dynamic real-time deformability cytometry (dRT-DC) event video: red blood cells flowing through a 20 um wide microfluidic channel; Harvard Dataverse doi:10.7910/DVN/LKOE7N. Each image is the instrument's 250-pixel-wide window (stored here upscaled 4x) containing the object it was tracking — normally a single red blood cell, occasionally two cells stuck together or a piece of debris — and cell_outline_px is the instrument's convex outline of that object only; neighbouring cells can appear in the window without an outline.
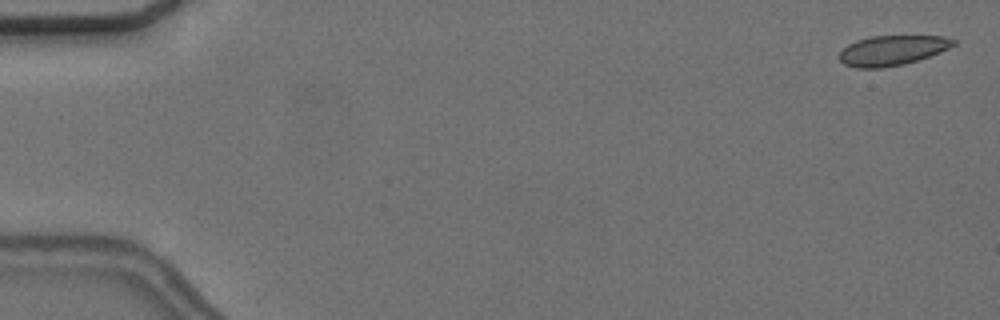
{"species": "common noctule bat (a hibernating species)", "species_latin": "Nyctalus noctula", "temperature_condition": "cold", "stored_images_in_passage": 57, "camera_frame_rate_fps": 3000, "um_per_image_px": 0.085, "animal": {"sex": "female", "body_mass_g": 24.6, "forearm_length_mm": 56.2}, "frame": {"image": 1, "passage_image": 2, "time_ms": 0.333, "image_size_px": [1000, 320], "cell_outline_px": [[956, 44], [940, 52], [904, 64], [880, 68], [856, 68], [844, 64], [840, 60], [840, 52], [848, 44], [856, 40], [872, 36], [944, 36], [956, 40]], "centroid_in_image_um": [75.83, 4.28], "position_along_channel_um": 9.2, "area_um2": 19.77}}
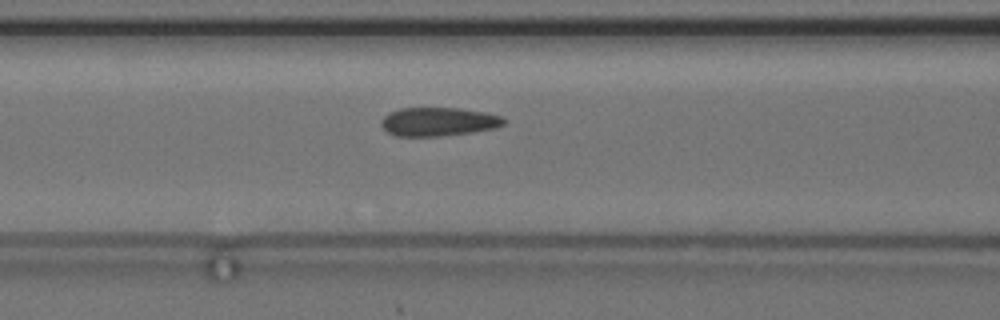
{"frame": {"image": 2, "passage_image": 24, "time_ms": 7.667, "image_size_px": [1000, 320], "cell_outline_px": [[504, 124], [496, 128], [472, 132], [440, 136], [396, 136], [388, 132], [380, 124], [384, 116], [388, 112], [400, 108], [460, 108], [484, 112], [500, 116], [504, 120]], "centroid_in_image_um": [37.24, 10.34], "position_along_channel_um": 129.4, "area_um2": 20.4}}
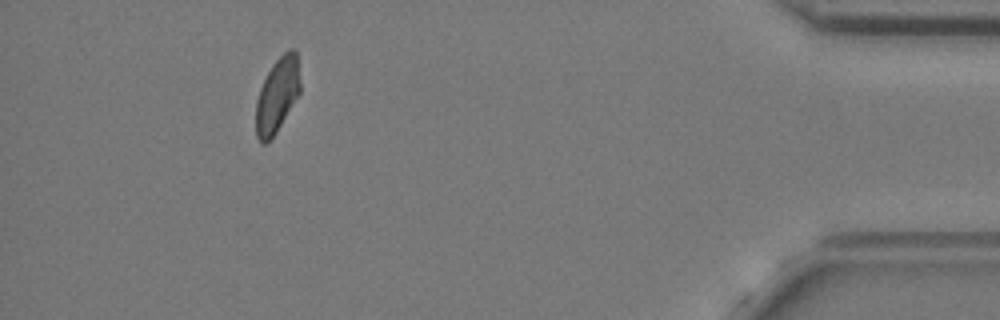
{"frame": {"image": 3, "passage_image": 52, "time_ms": 17.0, "image_size_px": [1000, 320], "cell_outline_px": [[300, 92], [276, 132], [264, 144], [260, 144], [256, 136], [256, 100], [260, 88], [272, 64], [288, 48], [296, 48], [300, 80]], "centroid_in_image_um": [23.56, 8.05], "position_along_channel_um": 411.6, "area_um2": 19.19}, "authors_computed_cell_mechanics": {"area_um2": 20.5768, "velocity_mm_per_s": 3.6633, "shape_relaxation_time_tau1_ms": null, "shape_relaxation_time_tau2_ms": 2.8617, "deformation_change_tau1": null, "deformation_change_tau2": 0.0692}}